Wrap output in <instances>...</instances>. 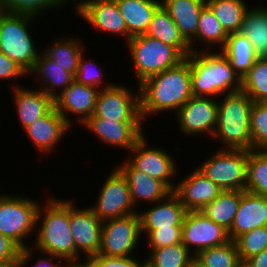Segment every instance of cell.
Returning <instances> with one entry per match:
<instances>
[{
	"label": "cell",
	"mask_w": 267,
	"mask_h": 267,
	"mask_svg": "<svg viewBox=\"0 0 267 267\" xmlns=\"http://www.w3.org/2000/svg\"><path fill=\"white\" fill-rule=\"evenodd\" d=\"M137 85L145 79L175 67L185 57L174 47L145 34L133 36L127 42Z\"/></svg>",
	"instance_id": "6"
},
{
	"label": "cell",
	"mask_w": 267,
	"mask_h": 267,
	"mask_svg": "<svg viewBox=\"0 0 267 267\" xmlns=\"http://www.w3.org/2000/svg\"><path fill=\"white\" fill-rule=\"evenodd\" d=\"M20 250L8 237L0 234V266L16 263Z\"/></svg>",
	"instance_id": "46"
},
{
	"label": "cell",
	"mask_w": 267,
	"mask_h": 267,
	"mask_svg": "<svg viewBox=\"0 0 267 267\" xmlns=\"http://www.w3.org/2000/svg\"><path fill=\"white\" fill-rule=\"evenodd\" d=\"M13 87V104L17 110L22 129L48 114L54 108L53 98L40 89H27L24 86Z\"/></svg>",
	"instance_id": "24"
},
{
	"label": "cell",
	"mask_w": 267,
	"mask_h": 267,
	"mask_svg": "<svg viewBox=\"0 0 267 267\" xmlns=\"http://www.w3.org/2000/svg\"><path fill=\"white\" fill-rule=\"evenodd\" d=\"M214 153L196 168L223 191H245L248 151L216 149Z\"/></svg>",
	"instance_id": "8"
},
{
	"label": "cell",
	"mask_w": 267,
	"mask_h": 267,
	"mask_svg": "<svg viewBox=\"0 0 267 267\" xmlns=\"http://www.w3.org/2000/svg\"><path fill=\"white\" fill-rule=\"evenodd\" d=\"M161 5L175 22L181 36L190 44L196 38L200 12L206 0H161Z\"/></svg>",
	"instance_id": "25"
},
{
	"label": "cell",
	"mask_w": 267,
	"mask_h": 267,
	"mask_svg": "<svg viewBox=\"0 0 267 267\" xmlns=\"http://www.w3.org/2000/svg\"><path fill=\"white\" fill-rule=\"evenodd\" d=\"M50 198L44 201V206H39L36 222L38 232L32 244L33 248L38 255L50 254L66 264L74 262L77 260V250L69 226V200L57 199L54 196Z\"/></svg>",
	"instance_id": "2"
},
{
	"label": "cell",
	"mask_w": 267,
	"mask_h": 267,
	"mask_svg": "<svg viewBox=\"0 0 267 267\" xmlns=\"http://www.w3.org/2000/svg\"><path fill=\"white\" fill-rule=\"evenodd\" d=\"M217 20L227 34L240 31L245 14L249 9L244 0H206Z\"/></svg>",
	"instance_id": "34"
},
{
	"label": "cell",
	"mask_w": 267,
	"mask_h": 267,
	"mask_svg": "<svg viewBox=\"0 0 267 267\" xmlns=\"http://www.w3.org/2000/svg\"><path fill=\"white\" fill-rule=\"evenodd\" d=\"M245 191L267 197V150L248 151Z\"/></svg>",
	"instance_id": "37"
},
{
	"label": "cell",
	"mask_w": 267,
	"mask_h": 267,
	"mask_svg": "<svg viewBox=\"0 0 267 267\" xmlns=\"http://www.w3.org/2000/svg\"><path fill=\"white\" fill-rule=\"evenodd\" d=\"M73 201L69 199V226L77 250V260L83 254L84 259L92 258L99 253L102 221L89 207H75Z\"/></svg>",
	"instance_id": "13"
},
{
	"label": "cell",
	"mask_w": 267,
	"mask_h": 267,
	"mask_svg": "<svg viewBox=\"0 0 267 267\" xmlns=\"http://www.w3.org/2000/svg\"><path fill=\"white\" fill-rule=\"evenodd\" d=\"M218 100L216 129L212 137L220 140L217 149L251 150L250 111L253 100L243 91L224 94Z\"/></svg>",
	"instance_id": "4"
},
{
	"label": "cell",
	"mask_w": 267,
	"mask_h": 267,
	"mask_svg": "<svg viewBox=\"0 0 267 267\" xmlns=\"http://www.w3.org/2000/svg\"><path fill=\"white\" fill-rule=\"evenodd\" d=\"M99 89L78 83L74 80L53 99L54 108L63 116L72 127L73 123L68 115L77 116L78 122L83 124L95 110L96 98Z\"/></svg>",
	"instance_id": "18"
},
{
	"label": "cell",
	"mask_w": 267,
	"mask_h": 267,
	"mask_svg": "<svg viewBox=\"0 0 267 267\" xmlns=\"http://www.w3.org/2000/svg\"><path fill=\"white\" fill-rule=\"evenodd\" d=\"M145 35L174 46L185 58L191 54L189 44L162 5L154 13Z\"/></svg>",
	"instance_id": "28"
},
{
	"label": "cell",
	"mask_w": 267,
	"mask_h": 267,
	"mask_svg": "<svg viewBox=\"0 0 267 267\" xmlns=\"http://www.w3.org/2000/svg\"><path fill=\"white\" fill-rule=\"evenodd\" d=\"M195 256L183 243L151 250L145 260L147 267H191Z\"/></svg>",
	"instance_id": "36"
},
{
	"label": "cell",
	"mask_w": 267,
	"mask_h": 267,
	"mask_svg": "<svg viewBox=\"0 0 267 267\" xmlns=\"http://www.w3.org/2000/svg\"><path fill=\"white\" fill-rule=\"evenodd\" d=\"M78 1V2H77ZM75 13L91 27L109 34L125 36L128 42L126 22L116 0H72Z\"/></svg>",
	"instance_id": "16"
},
{
	"label": "cell",
	"mask_w": 267,
	"mask_h": 267,
	"mask_svg": "<svg viewBox=\"0 0 267 267\" xmlns=\"http://www.w3.org/2000/svg\"><path fill=\"white\" fill-rule=\"evenodd\" d=\"M192 170L185 178H181L178 184L176 183L173 191L188 212L200 211L223 191L196 167Z\"/></svg>",
	"instance_id": "19"
},
{
	"label": "cell",
	"mask_w": 267,
	"mask_h": 267,
	"mask_svg": "<svg viewBox=\"0 0 267 267\" xmlns=\"http://www.w3.org/2000/svg\"><path fill=\"white\" fill-rule=\"evenodd\" d=\"M248 267H267V248L244 262Z\"/></svg>",
	"instance_id": "49"
},
{
	"label": "cell",
	"mask_w": 267,
	"mask_h": 267,
	"mask_svg": "<svg viewBox=\"0 0 267 267\" xmlns=\"http://www.w3.org/2000/svg\"><path fill=\"white\" fill-rule=\"evenodd\" d=\"M150 246V250L166 247L172 244L182 243V226L171 228H158L153 231H141Z\"/></svg>",
	"instance_id": "43"
},
{
	"label": "cell",
	"mask_w": 267,
	"mask_h": 267,
	"mask_svg": "<svg viewBox=\"0 0 267 267\" xmlns=\"http://www.w3.org/2000/svg\"><path fill=\"white\" fill-rule=\"evenodd\" d=\"M32 247L33 246L30 245L28 248L21 249L16 263L0 267H25V265H29V262L34 259L33 255L36 252Z\"/></svg>",
	"instance_id": "47"
},
{
	"label": "cell",
	"mask_w": 267,
	"mask_h": 267,
	"mask_svg": "<svg viewBox=\"0 0 267 267\" xmlns=\"http://www.w3.org/2000/svg\"><path fill=\"white\" fill-rule=\"evenodd\" d=\"M72 128L63 116L53 108L48 114L35 120L23 130L38 151L42 154L47 152L49 154L54 148L56 149V145L59 146L58 144Z\"/></svg>",
	"instance_id": "20"
},
{
	"label": "cell",
	"mask_w": 267,
	"mask_h": 267,
	"mask_svg": "<svg viewBox=\"0 0 267 267\" xmlns=\"http://www.w3.org/2000/svg\"><path fill=\"white\" fill-rule=\"evenodd\" d=\"M31 75L38 79L40 86L38 89L53 99L75 80V77L70 72H66V68L57 65L42 50L34 68L28 73L29 77Z\"/></svg>",
	"instance_id": "26"
},
{
	"label": "cell",
	"mask_w": 267,
	"mask_h": 267,
	"mask_svg": "<svg viewBox=\"0 0 267 267\" xmlns=\"http://www.w3.org/2000/svg\"><path fill=\"white\" fill-rule=\"evenodd\" d=\"M230 241L228 231L201 211L186 213L182 225V243L196 256L200 251Z\"/></svg>",
	"instance_id": "14"
},
{
	"label": "cell",
	"mask_w": 267,
	"mask_h": 267,
	"mask_svg": "<svg viewBox=\"0 0 267 267\" xmlns=\"http://www.w3.org/2000/svg\"><path fill=\"white\" fill-rule=\"evenodd\" d=\"M241 262L259 254L267 248V226L244 233L235 240Z\"/></svg>",
	"instance_id": "41"
},
{
	"label": "cell",
	"mask_w": 267,
	"mask_h": 267,
	"mask_svg": "<svg viewBox=\"0 0 267 267\" xmlns=\"http://www.w3.org/2000/svg\"><path fill=\"white\" fill-rule=\"evenodd\" d=\"M251 150H267V102H254L250 111Z\"/></svg>",
	"instance_id": "40"
},
{
	"label": "cell",
	"mask_w": 267,
	"mask_h": 267,
	"mask_svg": "<svg viewBox=\"0 0 267 267\" xmlns=\"http://www.w3.org/2000/svg\"><path fill=\"white\" fill-rule=\"evenodd\" d=\"M199 267H241L242 262L235 241L209 247L200 251L194 258Z\"/></svg>",
	"instance_id": "35"
},
{
	"label": "cell",
	"mask_w": 267,
	"mask_h": 267,
	"mask_svg": "<svg viewBox=\"0 0 267 267\" xmlns=\"http://www.w3.org/2000/svg\"><path fill=\"white\" fill-rule=\"evenodd\" d=\"M220 51L241 79L258 59L251 41L240 32L228 34L226 43Z\"/></svg>",
	"instance_id": "29"
},
{
	"label": "cell",
	"mask_w": 267,
	"mask_h": 267,
	"mask_svg": "<svg viewBox=\"0 0 267 267\" xmlns=\"http://www.w3.org/2000/svg\"><path fill=\"white\" fill-rule=\"evenodd\" d=\"M28 77V73L22 69L15 61L0 52V81L18 80V78Z\"/></svg>",
	"instance_id": "45"
},
{
	"label": "cell",
	"mask_w": 267,
	"mask_h": 267,
	"mask_svg": "<svg viewBox=\"0 0 267 267\" xmlns=\"http://www.w3.org/2000/svg\"><path fill=\"white\" fill-rule=\"evenodd\" d=\"M121 85L114 83L111 87L99 90L92 116L119 122H143L139 90L133 92Z\"/></svg>",
	"instance_id": "12"
},
{
	"label": "cell",
	"mask_w": 267,
	"mask_h": 267,
	"mask_svg": "<svg viewBox=\"0 0 267 267\" xmlns=\"http://www.w3.org/2000/svg\"><path fill=\"white\" fill-rule=\"evenodd\" d=\"M190 67L193 96L217 98L242 89V79L218 49L191 52Z\"/></svg>",
	"instance_id": "3"
},
{
	"label": "cell",
	"mask_w": 267,
	"mask_h": 267,
	"mask_svg": "<svg viewBox=\"0 0 267 267\" xmlns=\"http://www.w3.org/2000/svg\"><path fill=\"white\" fill-rule=\"evenodd\" d=\"M105 179L95 205L88 206L103 222L138 213L125 176L115 167Z\"/></svg>",
	"instance_id": "10"
},
{
	"label": "cell",
	"mask_w": 267,
	"mask_h": 267,
	"mask_svg": "<svg viewBox=\"0 0 267 267\" xmlns=\"http://www.w3.org/2000/svg\"><path fill=\"white\" fill-rule=\"evenodd\" d=\"M263 6L249 7L239 31L251 41L258 58L267 57V6Z\"/></svg>",
	"instance_id": "31"
},
{
	"label": "cell",
	"mask_w": 267,
	"mask_h": 267,
	"mask_svg": "<svg viewBox=\"0 0 267 267\" xmlns=\"http://www.w3.org/2000/svg\"><path fill=\"white\" fill-rule=\"evenodd\" d=\"M191 267H199V266H197V265L194 263Z\"/></svg>",
	"instance_id": "53"
},
{
	"label": "cell",
	"mask_w": 267,
	"mask_h": 267,
	"mask_svg": "<svg viewBox=\"0 0 267 267\" xmlns=\"http://www.w3.org/2000/svg\"><path fill=\"white\" fill-rule=\"evenodd\" d=\"M241 200V191L225 190L200 211L228 232L234 221Z\"/></svg>",
	"instance_id": "32"
},
{
	"label": "cell",
	"mask_w": 267,
	"mask_h": 267,
	"mask_svg": "<svg viewBox=\"0 0 267 267\" xmlns=\"http://www.w3.org/2000/svg\"><path fill=\"white\" fill-rule=\"evenodd\" d=\"M98 267H144L145 260L140 261L138 257H118V256H105L96 255L90 258ZM139 259V260H138Z\"/></svg>",
	"instance_id": "44"
},
{
	"label": "cell",
	"mask_w": 267,
	"mask_h": 267,
	"mask_svg": "<svg viewBox=\"0 0 267 267\" xmlns=\"http://www.w3.org/2000/svg\"><path fill=\"white\" fill-rule=\"evenodd\" d=\"M253 102H267V57L258 58L242 78V89Z\"/></svg>",
	"instance_id": "38"
},
{
	"label": "cell",
	"mask_w": 267,
	"mask_h": 267,
	"mask_svg": "<svg viewBox=\"0 0 267 267\" xmlns=\"http://www.w3.org/2000/svg\"><path fill=\"white\" fill-rule=\"evenodd\" d=\"M145 134L129 150L130 156L126 160L137 170L161 181L171 192L175 190L174 177L178 176V165L174 156L166 149L151 145ZM149 144V145H148ZM149 146V147H147ZM131 151V152H130ZM132 155V156H131Z\"/></svg>",
	"instance_id": "9"
},
{
	"label": "cell",
	"mask_w": 267,
	"mask_h": 267,
	"mask_svg": "<svg viewBox=\"0 0 267 267\" xmlns=\"http://www.w3.org/2000/svg\"><path fill=\"white\" fill-rule=\"evenodd\" d=\"M62 35V39H56L47 46L43 52L51 58L57 65L66 68L74 77L77 72L80 56L85 51L82 39L67 38Z\"/></svg>",
	"instance_id": "33"
},
{
	"label": "cell",
	"mask_w": 267,
	"mask_h": 267,
	"mask_svg": "<svg viewBox=\"0 0 267 267\" xmlns=\"http://www.w3.org/2000/svg\"><path fill=\"white\" fill-rule=\"evenodd\" d=\"M0 2L5 12L27 14L37 18L45 11L50 12L52 9H60L68 2L72 3V0H0Z\"/></svg>",
	"instance_id": "39"
},
{
	"label": "cell",
	"mask_w": 267,
	"mask_h": 267,
	"mask_svg": "<svg viewBox=\"0 0 267 267\" xmlns=\"http://www.w3.org/2000/svg\"><path fill=\"white\" fill-rule=\"evenodd\" d=\"M263 226H267V197L241 191L240 205L228 232L230 240Z\"/></svg>",
	"instance_id": "22"
},
{
	"label": "cell",
	"mask_w": 267,
	"mask_h": 267,
	"mask_svg": "<svg viewBox=\"0 0 267 267\" xmlns=\"http://www.w3.org/2000/svg\"><path fill=\"white\" fill-rule=\"evenodd\" d=\"M123 163L117 164V168L125 176L135 206L140 202L153 203L164 199L171 191L159 180L150 175L135 169L126 159Z\"/></svg>",
	"instance_id": "23"
},
{
	"label": "cell",
	"mask_w": 267,
	"mask_h": 267,
	"mask_svg": "<svg viewBox=\"0 0 267 267\" xmlns=\"http://www.w3.org/2000/svg\"><path fill=\"white\" fill-rule=\"evenodd\" d=\"M41 202L29 197L0 195V234L8 237L20 249L30 247L25 242L36 231L37 212Z\"/></svg>",
	"instance_id": "7"
},
{
	"label": "cell",
	"mask_w": 267,
	"mask_h": 267,
	"mask_svg": "<svg viewBox=\"0 0 267 267\" xmlns=\"http://www.w3.org/2000/svg\"><path fill=\"white\" fill-rule=\"evenodd\" d=\"M85 54L86 53L83 52L80 56L75 80L80 84L96 87L99 90L113 86L114 84L111 82L105 83V81H103L106 75V73L103 72L104 67L100 65L101 68H97V64H95L96 61L92 58L84 57Z\"/></svg>",
	"instance_id": "42"
},
{
	"label": "cell",
	"mask_w": 267,
	"mask_h": 267,
	"mask_svg": "<svg viewBox=\"0 0 267 267\" xmlns=\"http://www.w3.org/2000/svg\"><path fill=\"white\" fill-rule=\"evenodd\" d=\"M43 254L45 257L43 258H39L37 259L36 263H34V265L32 264L31 267H65L66 266V263H62L63 260H61L60 258L58 257H55V256H52L50 254H45V253H41ZM56 261H53L55 260Z\"/></svg>",
	"instance_id": "48"
},
{
	"label": "cell",
	"mask_w": 267,
	"mask_h": 267,
	"mask_svg": "<svg viewBox=\"0 0 267 267\" xmlns=\"http://www.w3.org/2000/svg\"><path fill=\"white\" fill-rule=\"evenodd\" d=\"M227 37L228 34L215 17L211 8L206 4L200 12L196 38L189 44L191 52L200 51L199 48L195 47L196 44L198 47L199 44L200 47L203 44L202 48L205 47V51H213L216 45L220 46V50L224 47Z\"/></svg>",
	"instance_id": "30"
},
{
	"label": "cell",
	"mask_w": 267,
	"mask_h": 267,
	"mask_svg": "<svg viewBox=\"0 0 267 267\" xmlns=\"http://www.w3.org/2000/svg\"><path fill=\"white\" fill-rule=\"evenodd\" d=\"M137 88L143 122L160 112L176 113L193 96L190 54L175 67L148 77Z\"/></svg>",
	"instance_id": "1"
},
{
	"label": "cell",
	"mask_w": 267,
	"mask_h": 267,
	"mask_svg": "<svg viewBox=\"0 0 267 267\" xmlns=\"http://www.w3.org/2000/svg\"><path fill=\"white\" fill-rule=\"evenodd\" d=\"M131 37L146 33L154 13L161 6V0H116Z\"/></svg>",
	"instance_id": "27"
},
{
	"label": "cell",
	"mask_w": 267,
	"mask_h": 267,
	"mask_svg": "<svg viewBox=\"0 0 267 267\" xmlns=\"http://www.w3.org/2000/svg\"><path fill=\"white\" fill-rule=\"evenodd\" d=\"M140 236L142 237L138 213L103 221L97 255L130 257L139 245Z\"/></svg>",
	"instance_id": "11"
},
{
	"label": "cell",
	"mask_w": 267,
	"mask_h": 267,
	"mask_svg": "<svg viewBox=\"0 0 267 267\" xmlns=\"http://www.w3.org/2000/svg\"><path fill=\"white\" fill-rule=\"evenodd\" d=\"M241 267H248L245 263H242Z\"/></svg>",
	"instance_id": "51"
},
{
	"label": "cell",
	"mask_w": 267,
	"mask_h": 267,
	"mask_svg": "<svg viewBox=\"0 0 267 267\" xmlns=\"http://www.w3.org/2000/svg\"><path fill=\"white\" fill-rule=\"evenodd\" d=\"M35 19L32 15L0 12V52L27 73L34 68L40 54L30 31Z\"/></svg>",
	"instance_id": "5"
},
{
	"label": "cell",
	"mask_w": 267,
	"mask_h": 267,
	"mask_svg": "<svg viewBox=\"0 0 267 267\" xmlns=\"http://www.w3.org/2000/svg\"><path fill=\"white\" fill-rule=\"evenodd\" d=\"M86 260V261H85ZM76 260L74 262L67 263V267H98L90 258Z\"/></svg>",
	"instance_id": "50"
},
{
	"label": "cell",
	"mask_w": 267,
	"mask_h": 267,
	"mask_svg": "<svg viewBox=\"0 0 267 267\" xmlns=\"http://www.w3.org/2000/svg\"><path fill=\"white\" fill-rule=\"evenodd\" d=\"M218 113V101L213 97L192 96L175 114L180 132L187 135L213 136ZM206 133V134H205Z\"/></svg>",
	"instance_id": "15"
},
{
	"label": "cell",
	"mask_w": 267,
	"mask_h": 267,
	"mask_svg": "<svg viewBox=\"0 0 267 267\" xmlns=\"http://www.w3.org/2000/svg\"><path fill=\"white\" fill-rule=\"evenodd\" d=\"M3 10H2V5H1V2H0V12H2Z\"/></svg>",
	"instance_id": "52"
},
{
	"label": "cell",
	"mask_w": 267,
	"mask_h": 267,
	"mask_svg": "<svg viewBox=\"0 0 267 267\" xmlns=\"http://www.w3.org/2000/svg\"><path fill=\"white\" fill-rule=\"evenodd\" d=\"M187 212L179 197L171 192L164 199L153 203V207L148 210L138 211L141 231L182 226Z\"/></svg>",
	"instance_id": "21"
},
{
	"label": "cell",
	"mask_w": 267,
	"mask_h": 267,
	"mask_svg": "<svg viewBox=\"0 0 267 267\" xmlns=\"http://www.w3.org/2000/svg\"><path fill=\"white\" fill-rule=\"evenodd\" d=\"M105 145L130 150L145 134L143 122H119L91 116L83 124Z\"/></svg>",
	"instance_id": "17"
}]
</instances>
